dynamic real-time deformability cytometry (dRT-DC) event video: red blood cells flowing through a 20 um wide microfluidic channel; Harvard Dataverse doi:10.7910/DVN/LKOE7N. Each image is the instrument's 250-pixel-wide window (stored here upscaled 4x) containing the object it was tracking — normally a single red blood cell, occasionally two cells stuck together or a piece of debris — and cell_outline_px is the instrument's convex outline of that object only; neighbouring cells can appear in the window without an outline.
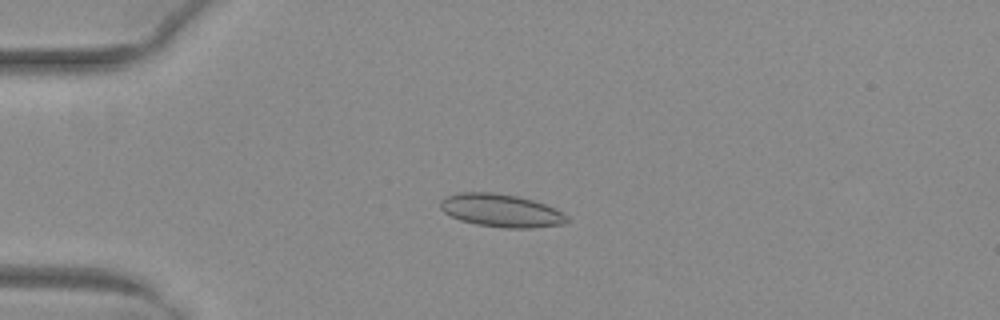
{"species": "common noctule bat (a hibernating species)", "species_latin": "Nyctalus noctula", "temperature_condition": "warm", "stored_images_in_passage": 52, "camera_frame_rate_fps": 3000, "um_per_image_px": 0.085, "animal": {"sex": "female", "body_mass_g": 29.2, "forearm_length_mm": 56.3}, "frame": {"image": 1, "passage_image": 14, "time_ms": 4.333, "image_size_px": [1000, 320], "cell_outline_px": [[568, 220], [564, 224], [532, 228], [500, 228], [476, 224], [460, 220], [444, 212], [440, 208], [440, 200], [444, 196], [456, 192], [492, 192], [516, 196], [532, 200], [556, 208], [564, 212], [568, 216]], "centroid_in_image_um": [42.58, 17.89], "position_along_channel_um": 42.4, "area_um2": 24.57}}
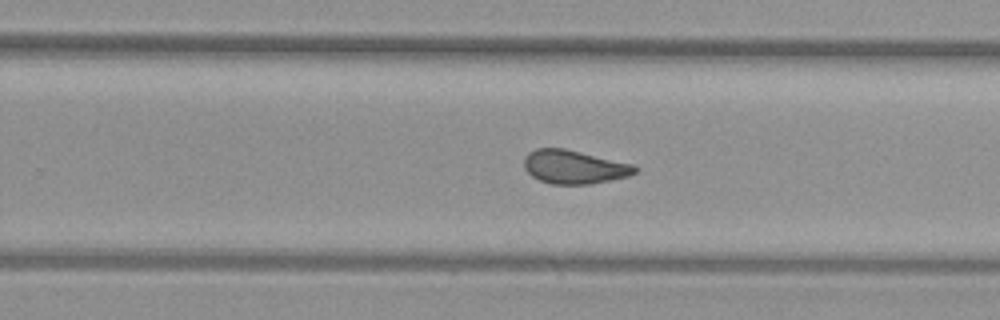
{"frame": {"image": 2, "passage_image": 34, "time_ms": 11.0, "image_size_px": [1000, 320], "cell_outline_px": [[640, 168], [636, 172], [628, 176], [612, 180], [588, 184], [552, 184], [540, 180], [532, 176], [524, 168], [524, 156], [528, 152], [536, 148], [564, 148], [636, 164]], "centroid_in_image_um": [48.83, 14.18], "position_along_channel_um": 281.0, "area_um2": 21.96}}
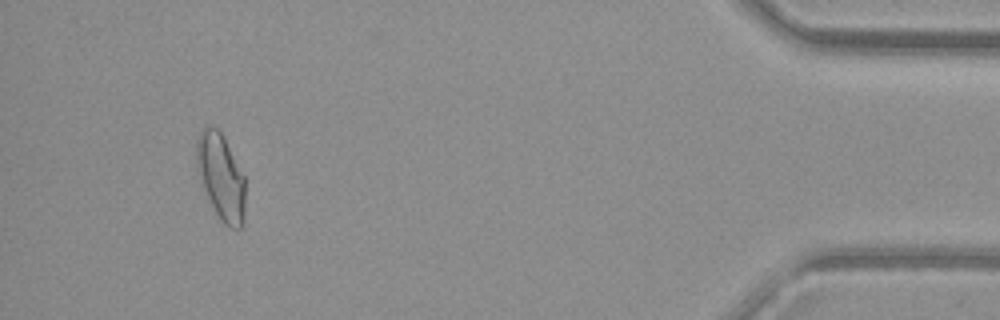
{"frame": {"image": 3, "passage_image": 49, "time_ms": 16.0, "image_size_px": [1000, 320], "cell_outline_px": [[244, 220], [240, 228], [228, 228], [220, 220], [200, 184], [196, 172], [196, 140], [200, 132], [204, 128], [216, 128], [220, 132], [244, 176]], "centroid_in_image_um": [18.74, 15.08], "position_along_channel_um": 416.5, "area_um2": 24.28}, "authors_computed_cell_mechanics": {"area_um2": 23.12, "velocity_mm_per_s": 4.048, "shape_relaxation_time_tau1_ms": null, "shape_relaxation_time_tau2_ms": 1.0557, "deformation_change_tau1": null, "deformation_change_tau2": 0.0725}}